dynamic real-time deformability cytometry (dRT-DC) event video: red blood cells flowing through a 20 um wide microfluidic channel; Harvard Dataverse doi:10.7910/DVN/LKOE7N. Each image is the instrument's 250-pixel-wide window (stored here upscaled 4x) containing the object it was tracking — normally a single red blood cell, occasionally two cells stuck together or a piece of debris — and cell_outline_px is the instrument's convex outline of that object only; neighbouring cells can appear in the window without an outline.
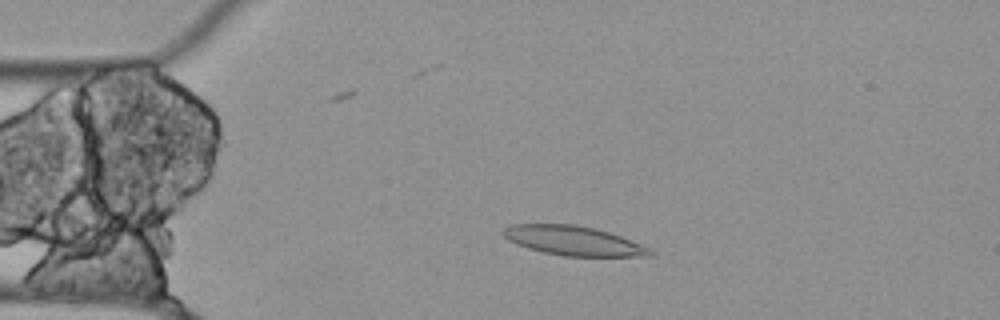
{"species": "Egyptian fruit bat (a non-hibernating species)", "species_latin": "Rousettus aegyptiacus", "temperature_condition": "cold", "stored_images_in_passage": 50, "camera_frame_rate_fps": 3000, "um_per_image_px": 0.085, "animal": {"sex": "female"}, "frame": {"image": 1, "passage_image": 7, "time_ms": 2.0, "image_size_px": [1000, 320], "cell_outline_px": [[656, 252], [652, 256], [564, 256], [544, 252], [528, 248], [508, 240], [504, 236], [504, 228], [512, 224], [572, 224], [592, 228], [608, 232], [620, 236], [640, 244]], "centroid_in_image_um": [48.75, 20.46], "position_along_channel_um": 36.3, "area_um2": 24.8}}
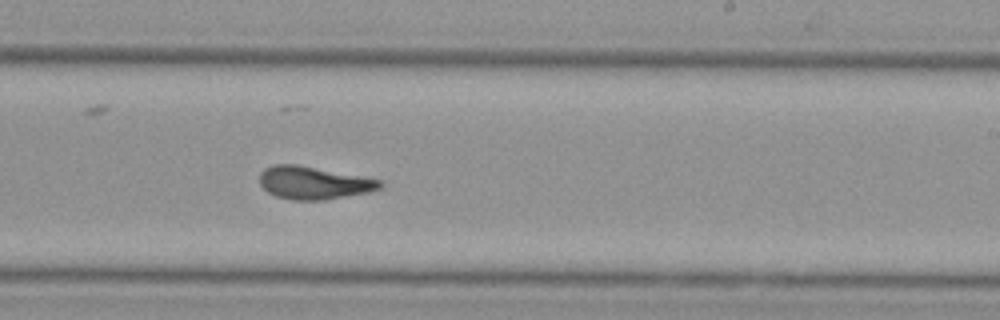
{"frame": {"image": 2, "passage_image": 28, "time_ms": 9.0, "image_size_px": [1000, 320], "cell_outline_px": [[384, 184], [380, 188], [364, 192], [324, 200], [292, 200], [276, 196], [268, 192], [260, 184], [260, 172], [264, 168], [272, 164], [296, 164], [380, 180]], "centroid_in_image_um": [26.59, 15.53], "position_along_channel_um": 262.4, "area_um2": 22.6}}
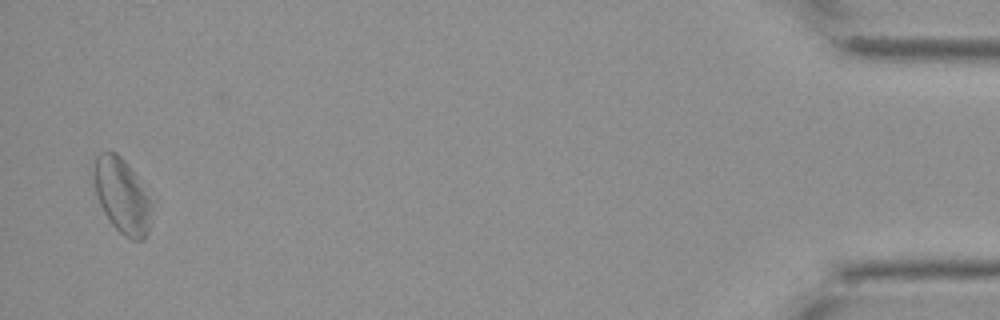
{"frame": {"image": 3, "passage_image": 49, "time_ms": 16.0, "image_size_px": [1000, 320], "cell_outline_px": [[152, 204], [148, 232], [140, 240], [132, 240], [124, 236], [112, 224], [104, 212], [100, 204], [96, 192], [92, 176], [92, 172], [96, 156], [100, 152], [116, 152], [128, 164], [152, 200]], "centroid_in_image_um": [10.36, 16.62], "position_along_channel_um": 424.8, "area_um2": 25.14}, "authors_computed_cell_mechanics": {"area_um2": 23.6402, "velocity_mm_per_s": 3.5426, "shape_relaxation_time_tau1_ms": null, "shape_relaxation_time_tau2_ms": 2.8119, "deformation_change_tau1": null, "deformation_change_tau2": 0.0755}}